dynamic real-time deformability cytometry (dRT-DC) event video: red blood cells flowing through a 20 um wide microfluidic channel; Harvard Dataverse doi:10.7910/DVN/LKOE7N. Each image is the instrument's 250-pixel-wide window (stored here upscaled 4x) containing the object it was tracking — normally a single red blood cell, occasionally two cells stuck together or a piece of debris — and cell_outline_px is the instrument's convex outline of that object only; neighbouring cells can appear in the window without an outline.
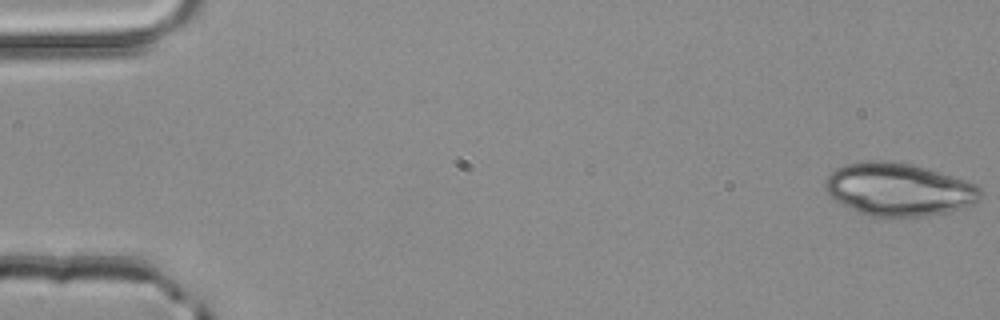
{"species": "common noctule bat (a hibernating species)", "species_latin": "Nyctalus noctula", "temperature_condition": "room temperature", "stored_images_in_passage": 51, "segment_of_instrument_passage": [1, 2], "camera_frame_rate_fps": 3000, "um_per_image_px": 0.085, "animal": {"sex": "male", "body_mass_g": 20.4}, "frame": {"image": 1, "passage_image": 1, "time_ms": 0.0, "image_size_px": [1000, 320], "cell_outline_px": [[984, 196], [980, 200], [964, 208], [928, 216], [872, 216], [860, 212], [828, 196], [824, 188], [824, 180], [836, 168], [848, 164], [864, 160], [884, 160], [912, 164], [964, 180], [976, 184], [984, 192]], "centroid_in_image_um": [76.41, 16.09], "position_along_channel_um": 8.6, "area_um2": 47.74}}